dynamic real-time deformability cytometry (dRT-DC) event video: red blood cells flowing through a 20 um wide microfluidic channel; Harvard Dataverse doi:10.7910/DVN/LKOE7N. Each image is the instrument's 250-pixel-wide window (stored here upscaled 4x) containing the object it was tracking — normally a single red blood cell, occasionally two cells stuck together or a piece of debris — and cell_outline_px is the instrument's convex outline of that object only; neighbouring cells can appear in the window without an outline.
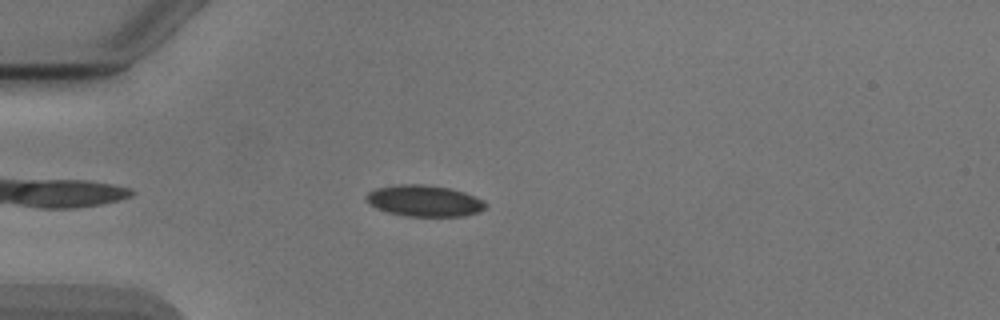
{"species": "Egyptian fruit bat (a non-hibernating species)", "species_latin": "Rousettus aegyptiacus", "temperature_condition": "cold", "stored_images_in_passage": 42, "camera_frame_rate_fps": 3000, "um_per_image_px": 0.085, "animal": {"sex": "male"}, "frame": {"image": 1, "passage_image": 7, "time_ms": 2.0, "image_size_px": [1000, 320], "cell_outline_px": [[488, 208], [480, 212], [464, 216], [404, 216], [388, 212], [376, 208], [368, 204], [364, 196], [368, 192], [376, 188], [396, 184], [424, 184], [448, 188], [464, 192], [484, 200], [488, 204]], "centroid_in_image_um": [36.07, 17.07], "position_along_channel_um": 48.9, "area_um2": 22.08}}
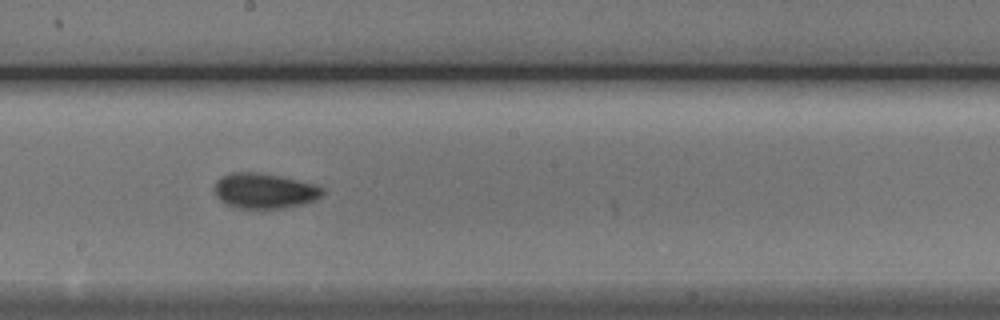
{"frame": {"image": 2, "passage_image": 22, "time_ms": 7.0, "image_size_px": [1000, 320], "cell_outline_px": [[324, 192], [316, 200], [284, 208], [240, 208], [224, 204], [216, 196], [216, 180], [232, 172], [256, 172], [316, 184], [324, 188]], "centroid_in_image_um": [22.48, 16.23], "position_along_channel_um": 225.7, "area_um2": 21.91}}
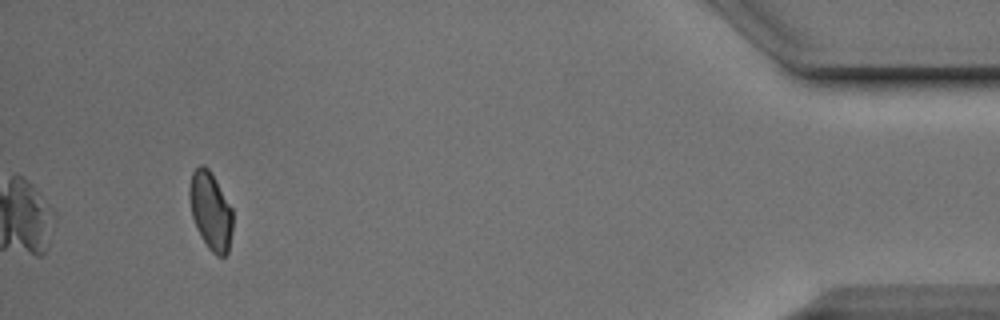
{"frame": {"image": 3, "passage_image": 42, "time_ms": 13.667, "image_size_px": [1000, 320], "cell_outline_px": [[232, 232], [228, 252], [224, 256], [216, 256], [208, 248], [200, 236], [192, 216], [188, 196], [188, 188], [192, 172], [200, 164], [204, 164], [208, 168], [232, 208]], "centroid_in_image_um": [17.88, 17.93], "position_along_channel_um": 417.3, "area_um2": 19.65}, "authors_computed_cell_mechanics": {"area_um2": 21.7617, "velocity_mm_per_s": 3.8815, "shape_relaxation_time_tau1_ms": 6.1908, "shape_relaxation_time_tau2_ms": 2.5336, "deformation_change_tau1": 0.1106, "deformation_change_tau2": 0.0633}}